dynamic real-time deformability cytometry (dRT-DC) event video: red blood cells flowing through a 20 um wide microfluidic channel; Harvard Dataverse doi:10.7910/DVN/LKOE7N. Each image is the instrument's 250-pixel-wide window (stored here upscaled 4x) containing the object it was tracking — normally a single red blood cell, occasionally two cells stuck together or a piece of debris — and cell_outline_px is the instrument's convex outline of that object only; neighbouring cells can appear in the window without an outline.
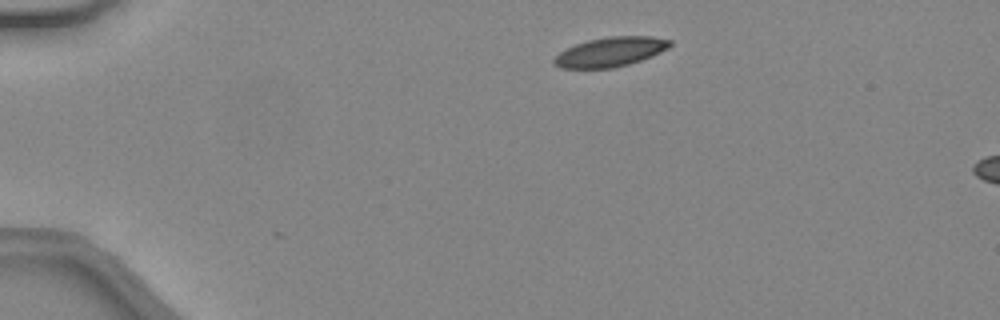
{"species": "common noctule bat (a hibernating species)", "species_latin": "Nyctalus noctula", "temperature_condition": "warm", "stored_images_in_passage": 2, "camera_frame_rate_fps": 3000, "um_per_image_px": 0.085, "animal": {"sex": "female", "body_mass_g": 24.6, "forearm_length_mm": 56.2}, "frame": {"image": 1, "passage_image": 1, "time_ms": 0.0, "image_size_px": [1000, 320], "cell_outline_px": [[672, 44], [668, 48], [652, 56], [628, 64], [612, 68], [560, 68], [552, 60], [560, 52], [576, 44], [588, 40], [608, 36], [652, 36], [672, 40]], "centroid_in_image_um": [51.91, 4.4], "position_along_channel_um": 33.1, "area_um2": 19.77}}